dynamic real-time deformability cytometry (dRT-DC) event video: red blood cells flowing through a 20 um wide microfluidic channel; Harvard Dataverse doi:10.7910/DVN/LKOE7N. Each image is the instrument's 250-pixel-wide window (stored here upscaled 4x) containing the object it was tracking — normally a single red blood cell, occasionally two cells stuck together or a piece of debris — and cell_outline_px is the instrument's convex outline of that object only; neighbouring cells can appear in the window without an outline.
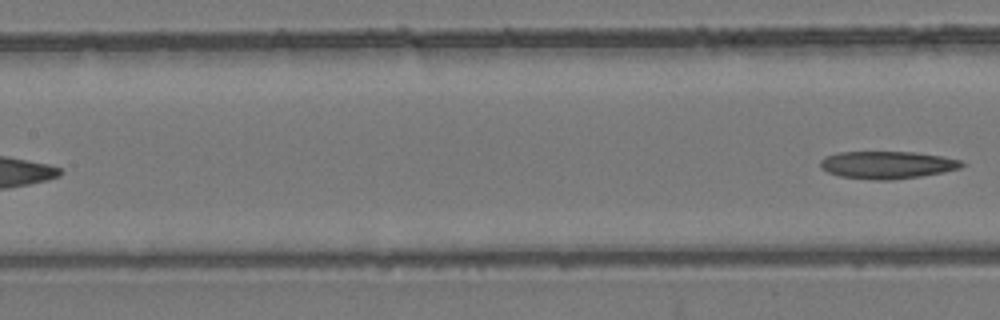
{"species": "common noctule bat (a hibernating species)", "species_latin": "Nyctalus noctula", "temperature_condition": "room temperature", "stored_images_in_passage": 6, "segment_of_instrument_passage": [2, 2], "camera_frame_rate_fps": 3000, "um_per_image_px": 0.085, "animal": {"sex": "female", "body_mass_g": 24.6, "forearm_length_mm": 56.2}, "frame": {"image": 1, "passage_image": 6, "time_ms": 1.667, "image_size_px": [1000, 320], "cell_outline_px": [[964, 164], [960, 168], [944, 172], [920, 176], [888, 180], [876, 180], [840, 176], [828, 172], [820, 168], [820, 160], [836, 152], [912, 152], [940, 156], [964, 160]], "centroid_in_image_um": [75.42, 14.01], "position_along_channel_um": 132.0, "area_um2": 22.54}}